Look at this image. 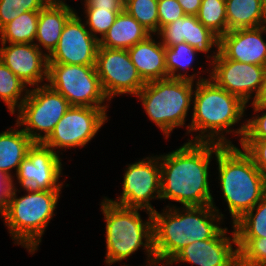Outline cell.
<instances>
[{
	"instance_id": "e0dca14e",
	"label": "cell",
	"mask_w": 266,
	"mask_h": 266,
	"mask_svg": "<svg viewBox=\"0 0 266 266\" xmlns=\"http://www.w3.org/2000/svg\"><path fill=\"white\" fill-rule=\"evenodd\" d=\"M1 45L0 60L26 85L39 86L48 79V56L35 43Z\"/></svg>"
},
{
	"instance_id": "d590c367",
	"label": "cell",
	"mask_w": 266,
	"mask_h": 266,
	"mask_svg": "<svg viewBox=\"0 0 266 266\" xmlns=\"http://www.w3.org/2000/svg\"><path fill=\"white\" fill-rule=\"evenodd\" d=\"M254 112H263L261 116H254L252 119L247 120L246 130L243 139H262L266 140V107L255 106ZM265 110V111H264Z\"/></svg>"
},
{
	"instance_id": "8fae6325",
	"label": "cell",
	"mask_w": 266,
	"mask_h": 266,
	"mask_svg": "<svg viewBox=\"0 0 266 266\" xmlns=\"http://www.w3.org/2000/svg\"><path fill=\"white\" fill-rule=\"evenodd\" d=\"M106 108L70 106L43 143L53 151L85 146L107 121Z\"/></svg>"
},
{
	"instance_id": "e575fe53",
	"label": "cell",
	"mask_w": 266,
	"mask_h": 266,
	"mask_svg": "<svg viewBox=\"0 0 266 266\" xmlns=\"http://www.w3.org/2000/svg\"><path fill=\"white\" fill-rule=\"evenodd\" d=\"M185 15L177 0H158L159 30Z\"/></svg>"
},
{
	"instance_id": "2e32d148",
	"label": "cell",
	"mask_w": 266,
	"mask_h": 266,
	"mask_svg": "<svg viewBox=\"0 0 266 266\" xmlns=\"http://www.w3.org/2000/svg\"><path fill=\"white\" fill-rule=\"evenodd\" d=\"M227 228H222L212 239L195 241L185 246L168 263L188 262L197 266H239L238 249L235 230L232 237H226ZM232 240V241H231Z\"/></svg>"
},
{
	"instance_id": "5b68a950",
	"label": "cell",
	"mask_w": 266,
	"mask_h": 266,
	"mask_svg": "<svg viewBox=\"0 0 266 266\" xmlns=\"http://www.w3.org/2000/svg\"><path fill=\"white\" fill-rule=\"evenodd\" d=\"M14 185L12 183L8 207L2 218L12 239L33 254L54 215L61 190L25 188L28 194L17 198V188Z\"/></svg>"
},
{
	"instance_id": "44dd1931",
	"label": "cell",
	"mask_w": 266,
	"mask_h": 266,
	"mask_svg": "<svg viewBox=\"0 0 266 266\" xmlns=\"http://www.w3.org/2000/svg\"><path fill=\"white\" fill-rule=\"evenodd\" d=\"M67 4L47 3L40 11L37 23L35 44L40 50L41 46L47 51V56L57 46L63 27L67 20L74 14ZM41 45V46H40Z\"/></svg>"
},
{
	"instance_id": "836d02e7",
	"label": "cell",
	"mask_w": 266,
	"mask_h": 266,
	"mask_svg": "<svg viewBox=\"0 0 266 266\" xmlns=\"http://www.w3.org/2000/svg\"><path fill=\"white\" fill-rule=\"evenodd\" d=\"M242 149L252 158L255 166L266 177V140L242 139Z\"/></svg>"
},
{
	"instance_id": "d6a6232c",
	"label": "cell",
	"mask_w": 266,
	"mask_h": 266,
	"mask_svg": "<svg viewBox=\"0 0 266 266\" xmlns=\"http://www.w3.org/2000/svg\"><path fill=\"white\" fill-rule=\"evenodd\" d=\"M122 11H110L109 9L99 8H86V26L88 25L90 33L98 40L108 32L109 28L113 25L118 14ZM94 32V33H93ZM97 33L101 38L97 37Z\"/></svg>"
},
{
	"instance_id": "f1b7e54d",
	"label": "cell",
	"mask_w": 266,
	"mask_h": 266,
	"mask_svg": "<svg viewBox=\"0 0 266 266\" xmlns=\"http://www.w3.org/2000/svg\"><path fill=\"white\" fill-rule=\"evenodd\" d=\"M196 16L219 38L228 32L225 0H202Z\"/></svg>"
},
{
	"instance_id": "484cf974",
	"label": "cell",
	"mask_w": 266,
	"mask_h": 266,
	"mask_svg": "<svg viewBox=\"0 0 266 266\" xmlns=\"http://www.w3.org/2000/svg\"><path fill=\"white\" fill-rule=\"evenodd\" d=\"M233 229L236 238H266V193L250 211L233 224Z\"/></svg>"
},
{
	"instance_id": "f35d334b",
	"label": "cell",
	"mask_w": 266,
	"mask_h": 266,
	"mask_svg": "<svg viewBox=\"0 0 266 266\" xmlns=\"http://www.w3.org/2000/svg\"><path fill=\"white\" fill-rule=\"evenodd\" d=\"M186 15H197L202 0H177Z\"/></svg>"
},
{
	"instance_id": "d4e9b609",
	"label": "cell",
	"mask_w": 266,
	"mask_h": 266,
	"mask_svg": "<svg viewBox=\"0 0 266 266\" xmlns=\"http://www.w3.org/2000/svg\"><path fill=\"white\" fill-rule=\"evenodd\" d=\"M39 11H27L7 23L1 30V43H34Z\"/></svg>"
},
{
	"instance_id": "7c38bea8",
	"label": "cell",
	"mask_w": 266,
	"mask_h": 266,
	"mask_svg": "<svg viewBox=\"0 0 266 266\" xmlns=\"http://www.w3.org/2000/svg\"><path fill=\"white\" fill-rule=\"evenodd\" d=\"M95 69L108 100L123 93L137 95L145 85L128 50L98 47Z\"/></svg>"
},
{
	"instance_id": "277c9868",
	"label": "cell",
	"mask_w": 266,
	"mask_h": 266,
	"mask_svg": "<svg viewBox=\"0 0 266 266\" xmlns=\"http://www.w3.org/2000/svg\"><path fill=\"white\" fill-rule=\"evenodd\" d=\"M215 159L223 198L234 224L262 199L266 193V177L252 158L235 145H224Z\"/></svg>"
},
{
	"instance_id": "9a60e30c",
	"label": "cell",
	"mask_w": 266,
	"mask_h": 266,
	"mask_svg": "<svg viewBox=\"0 0 266 266\" xmlns=\"http://www.w3.org/2000/svg\"><path fill=\"white\" fill-rule=\"evenodd\" d=\"M74 13L65 23L60 39L48 55V63L95 66L99 40Z\"/></svg>"
},
{
	"instance_id": "6da1fadb",
	"label": "cell",
	"mask_w": 266,
	"mask_h": 266,
	"mask_svg": "<svg viewBox=\"0 0 266 266\" xmlns=\"http://www.w3.org/2000/svg\"><path fill=\"white\" fill-rule=\"evenodd\" d=\"M224 145L213 142H190L166 155H160L161 199H169L183 206L212 207L209 188V164L212 154Z\"/></svg>"
},
{
	"instance_id": "74e56055",
	"label": "cell",
	"mask_w": 266,
	"mask_h": 266,
	"mask_svg": "<svg viewBox=\"0 0 266 266\" xmlns=\"http://www.w3.org/2000/svg\"><path fill=\"white\" fill-rule=\"evenodd\" d=\"M85 8L109 9L123 11L125 0H85Z\"/></svg>"
},
{
	"instance_id": "8992f818",
	"label": "cell",
	"mask_w": 266,
	"mask_h": 266,
	"mask_svg": "<svg viewBox=\"0 0 266 266\" xmlns=\"http://www.w3.org/2000/svg\"><path fill=\"white\" fill-rule=\"evenodd\" d=\"M101 210L106 221V264L126 259L141 246L146 250L148 261L155 258L152 213H148V221L143 222L139 208L115 205L108 198L102 201Z\"/></svg>"
},
{
	"instance_id": "ba28073f",
	"label": "cell",
	"mask_w": 266,
	"mask_h": 266,
	"mask_svg": "<svg viewBox=\"0 0 266 266\" xmlns=\"http://www.w3.org/2000/svg\"><path fill=\"white\" fill-rule=\"evenodd\" d=\"M70 106L68 100L48 84L37 86L29 90L18 109L16 127L25 125L22 130L34 142H43Z\"/></svg>"
},
{
	"instance_id": "4316f807",
	"label": "cell",
	"mask_w": 266,
	"mask_h": 266,
	"mask_svg": "<svg viewBox=\"0 0 266 266\" xmlns=\"http://www.w3.org/2000/svg\"><path fill=\"white\" fill-rule=\"evenodd\" d=\"M166 53V70L167 78L186 79L194 81L196 74L186 75L179 73V69H183V73L186 69L192 67V63L195 61L196 53H198L194 47L190 46L186 42L178 43L170 47H165ZM185 68V69H184ZM178 72V74L176 73Z\"/></svg>"
},
{
	"instance_id": "603a6c76",
	"label": "cell",
	"mask_w": 266,
	"mask_h": 266,
	"mask_svg": "<svg viewBox=\"0 0 266 266\" xmlns=\"http://www.w3.org/2000/svg\"><path fill=\"white\" fill-rule=\"evenodd\" d=\"M34 141L22 130L9 129L0 133V171L10 179L12 168L16 173Z\"/></svg>"
},
{
	"instance_id": "3957f363",
	"label": "cell",
	"mask_w": 266,
	"mask_h": 266,
	"mask_svg": "<svg viewBox=\"0 0 266 266\" xmlns=\"http://www.w3.org/2000/svg\"><path fill=\"white\" fill-rule=\"evenodd\" d=\"M193 97V116L191 123L187 125V132L199 131L201 134L195 136L193 140H189L190 142L233 145L222 134L224 131L226 134L230 132L239 134L241 136L239 142L241 143L245 134L246 123L243 122L244 124L236 131L228 128L238 123L243 117L246 103L238 96L219 87L211 78H198Z\"/></svg>"
},
{
	"instance_id": "ac0fdd59",
	"label": "cell",
	"mask_w": 266,
	"mask_h": 266,
	"mask_svg": "<svg viewBox=\"0 0 266 266\" xmlns=\"http://www.w3.org/2000/svg\"><path fill=\"white\" fill-rule=\"evenodd\" d=\"M266 26L237 29L219 38V51L230 60L266 67Z\"/></svg>"
},
{
	"instance_id": "ab89813d",
	"label": "cell",
	"mask_w": 266,
	"mask_h": 266,
	"mask_svg": "<svg viewBox=\"0 0 266 266\" xmlns=\"http://www.w3.org/2000/svg\"><path fill=\"white\" fill-rule=\"evenodd\" d=\"M252 104L255 106L266 107V72L264 75V80L262 82L260 91L255 99L252 101Z\"/></svg>"
},
{
	"instance_id": "5bb4252c",
	"label": "cell",
	"mask_w": 266,
	"mask_h": 266,
	"mask_svg": "<svg viewBox=\"0 0 266 266\" xmlns=\"http://www.w3.org/2000/svg\"><path fill=\"white\" fill-rule=\"evenodd\" d=\"M57 153L43 142L33 143L16 173L23 189L61 190L63 182L58 183V180L62 175V163Z\"/></svg>"
},
{
	"instance_id": "4fadbf2b",
	"label": "cell",
	"mask_w": 266,
	"mask_h": 266,
	"mask_svg": "<svg viewBox=\"0 0 266 266\" xmlns=\"http://www.w3.org/2000/svg\"><path fill=\"white\" fill-rule=\"evenodd\" d=\"M211 65L214 64L210 78L221 88L229 93L238 96L244 103H248L254 93V98L258 95L264 75L265 66L241 63L227 59L219 50Z\"/></svg>"
},
{
	"instance_id": "30bf717a",
	"label": "cell",
	"mask_w": 266,
	"mask_h": 266,
	"mask_svg": "<svg viewBox=\"0 0 266 266\" xmlns=\"http://www.w3.org/2000/svg\"><path fill=\"white\" fill-rule=\"evenodd\" d=\"M153 157L144 158L127 167L122 196L115 201L110 199V202L127 208H139L141 211L146 209L147 214L155 211L150 201L161 199V165L160 157Z\"/></svg>"
},
{
	"instance_id": "ffe728a7",
	"label": "cell",
	"mask_w": 266,
	"mask_h": 266,
	"mask_svg": "<svg viewBox=\"0 0 266 266\" xmlns=\"http://www.w3.org/2000/svg\"><path fill=\"white\" fill-rule=\"evenodd\" d=\"M127 50L145 83L167 78L165 46L156 42L152 34Z\"/></svg>"
},
{
	"instance_id": "7402d4cb",
	"label": "cell",
	"mask_w": 266,
	"mask_h": 266,
	"mask_svg": "<svg viewBox=\"0 0 266 266\" xmlns=\"http://www.w3.org/2000/svg\"><path fill=\"white\" fill-rule=\"evenodd\" d=\"M151 33L125 10L120 12L108 32L99 40V47L127 50Z\"/></svg>"
},
{
	"instance_id": "60d3db41",
	"label": "cell",
	"mask_w": 266,
	"mask_h": 266,
	"mask_svg": "<svg viewBox=\"0 0 266 266\" xmlns=\"http://www.w3.org/2000/svg\"><path fill=\"white\" fill-rule=\"evenodd\" d=\"M159 262H162V261H160L159 259H157V258H154V259H152V260H149V262L147 261V263H148V265L147 266H169L168 265V263H162V265H157V264H159ZM156 264V265H155ZM124 266H128V265H124Z\"/></svg>"
},
{
	"instance_id": "8d00e7d4",
	"label": "cell",
	"mask_w": 266,
	"mask_h": 266,
	"mask_svg": "<svg viewBox=\"0 0 266 266\" xmlns=\"http://www.w3.org/2000/svg\"><path fill=\"white\" fill-rule=\"evenodd\" d=\"M6 174L0 171V214L3 215L8 207V201L12 190V183Z\"/></svg>"
},
{
	"instance_id": "7bdbcfd3",
	"label": "cell",
	"mask_w": 266,
	"mask_h": 266,
	"mask_svg": "<svg viewBox=\"0 0 266 266\" xmlns=\"http://www.w3.org/2000/svg\"><path fill=\"white\" fill-rule=\"evenodd\" d=\"M263 12L266 19V0H262Z\"/></svg>"
},
{
	"instance_id": "b9f144b4",
	"label": "cell",
	"mask_w": 266,
	"mask_h": 266,
	"mask_svg": "<svg viewBox=\"0 0 266 266\" xmlns=\"http://www.w3.org/2000/svg\"><path fill=\"white\" fill-rule=\"evenodd\" d=\"M47 3L51 4H66L63 0H47Z\"/></svg>"
},
{
	"instance_id": "52a82bcc",
	"label": "cell",
	"mask_w": 266,
	"mask_h": 266,
	"mask_svg": "<svg viewBox=\"0 0 266 266\" xmlns=\"http://www.w3.org/2000/svg\"><path fill=\"white\" fill-rule=\"evenodd\" d=\"M194 81L165 78L146 82L136 95L144 111L164 133L165 138L176 127L184 126L191 105Z\"/></svg>"
},
{
	"instance_id": "d6986e66",
	"label": "cell",
	"mask_w": 266,
	"mask_h": 266,
	"mask_svg": "<svg viewBox=\"0 0 266 266\" xmlns=\"http://www.w3.org/2000/svg\"><path fill=\"white\" fill-rule=\"evenodd\" d=\"M157 34L165 47L186 42L197 52L208 53L214 45L219 50V37L205 27L195 15H185L162 27Z\"/></svg>"
},
{
	"instance_id": "1f68e13d",
	"label": "cell",
	"mask_w": 266,
	"mask_h": 266,
	"mask_svg": "<svg viewBox=\"0 0 266 266\" xmlns=\"http://www.w3.org/2000/svg\"><path fill=\"white\" fill-rule=\"evenodd\" d=\"M47 0H0V30L27 11H40Z\"/></svg>"
},
{
	"instance_id": "f546056e",
	"label": "cell",
	"mask_w": 266,
	"mask_h": 266,
	"mask_svg": "<svg viewBox=\"0 0 266 266\" xmlns=\"http://www.w3.org/2000/svg\"><path fill=\"white\" fill-rule=\"evenodd\" d=\"M124 10L150 33L159 32L158 0H125Z\"/></svg>"
},
{
	"instance_id": "cb8c5ba5",
	"label": "cell",
	"mask_w": 266,
	"mask_h": 266,
	"mask_svg": "<svg viewBox=\"0 0 266 266\" xmlns=\"http://www.w3.org/2000/svg\"><path fill=\"white\" fill-rule=\"evenodd\" d=\"M228 31L266 24L262 0H225Z\"/></svg>"
},
{
	"instance_id": "83f0119b",
	"label": "cell",
	"mask_w": 266,
	"mask_h": 266,
	"mask_svg": "<svg viewBox=\"0 0 266 266\" xmlns=\"http://www.w3.org/2000/svg\"><path fill=\"white\" fill-rule=\"evenodd\" d=\"M26 86L27 85L0 60V98L7 105L11 114H14L15 110L20 108L27 97L29 89H25L27 88ZM23 91H25L24 96L22 95Z\"/></svg>"
},
{
	"instance_id": "7a4b0ae2",
	"label": "cell",
	"mask_w": 266,
	"mask_h": 266,
	"mask_svg": "<svg viewBox=\"0 0 266 266\" xmlns=\"http://www.w3.org/2000/svg\"><path fill=\"white\" fill-rule=\"evenodd\" d=\"M166 208L163 213H152L153 248L160 261L169 263L185 246L212 239L222 229L219 225L223 214L212 205L183 206L182 211L175 206Z\"/></svg>"
},
{
	"instance_id": "9c48e42d",
	"label": "cell",
	"mask_w": 266,
	"mask_h": 266,
	"mask_svg": "<svg viewBox=\"0 0 266 266\" xmlns=\"http://www.w3.org/2000/svg\"><path fill=\"white\" fill-rule=\"evenodd\" d=\"M47 81L71 106L108 107L95 66L48 63Z\"/></svg>"
},
{
	"instance_id": "4dcf8cb0",
	"label": "cell",
	"mask_w": 266,
	"mask_h": 266,
	"mask_svg": "<svg viewBox=\"0 0 266 266\" xmlns=\"http://www.w3.org/2000/svg\"><path fill=\"white\" fill-rule=\"evenodd\" d=\"M239 266H266V238H236Z\"/></svg>"
}]
</instances>
